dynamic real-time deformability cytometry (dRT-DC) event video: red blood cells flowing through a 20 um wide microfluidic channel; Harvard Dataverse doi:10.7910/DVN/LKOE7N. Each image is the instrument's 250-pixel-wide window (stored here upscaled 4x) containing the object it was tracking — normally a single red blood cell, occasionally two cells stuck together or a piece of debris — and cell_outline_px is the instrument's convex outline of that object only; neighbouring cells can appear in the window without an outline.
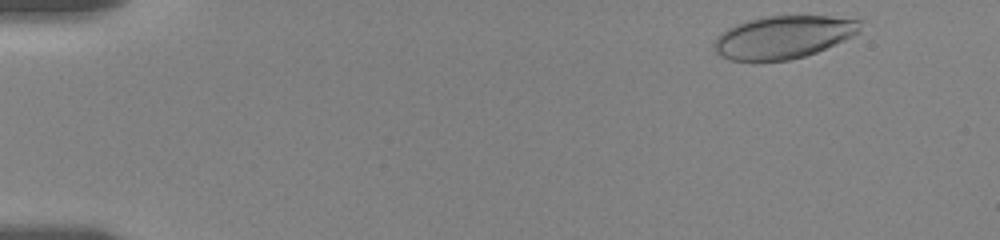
{"species": "human", "species_latin": "Homo sapiens", "temperature_condition": "room temperature", "stored_images_in_passage": 21, "camera_frame_rate_fps": 3000, "um_per_image_px": 0.085, "donor": {"sex": "female"}, "frame": {"image": 1, "passage_image": 2, "time_ms": 0.333, "image_size_px": [1000, 240], "cell_outline_px": [[864, 20], [860, 32], [844, 40], [816, 52], [804, 56], [788, 60], [732, 60], [720, 56], [712, 48], [712, 44], [716, 36], [728, 28], [736, 24], [748, 20], [764, 16], [828, 16]], "centroid_in_image_um": [66.58, 3.14], "position_along_channel_um": 18.4, "area_um2": 36.41}}
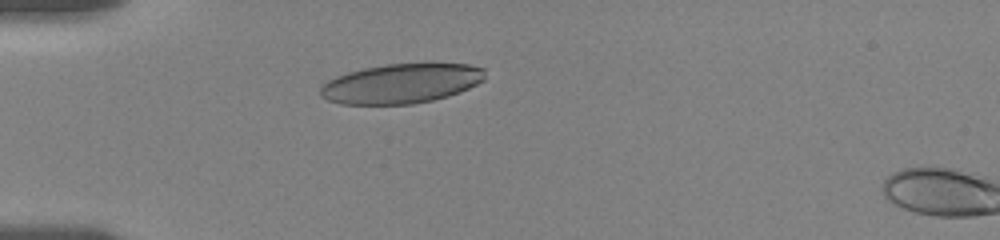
{"frame": {"image": 2, "passage_image": 17, "time_ms": 4.0, "image_size_px": [1000, 240], "cell_outline_px": [[484, 80], [460, 92], [448, 96], [432, 100], [412, 104], [340, 104], [328, 100], [320, 96], [320, 88], [328, 80], [336, 76], [348, 72], [364, 68], [388, 64], [468, 64], [484, 68]], "centroid_in_image_um": [34.09, 7.11], "position_along_channel_um": 50.9, "area_um2": 37.8}}